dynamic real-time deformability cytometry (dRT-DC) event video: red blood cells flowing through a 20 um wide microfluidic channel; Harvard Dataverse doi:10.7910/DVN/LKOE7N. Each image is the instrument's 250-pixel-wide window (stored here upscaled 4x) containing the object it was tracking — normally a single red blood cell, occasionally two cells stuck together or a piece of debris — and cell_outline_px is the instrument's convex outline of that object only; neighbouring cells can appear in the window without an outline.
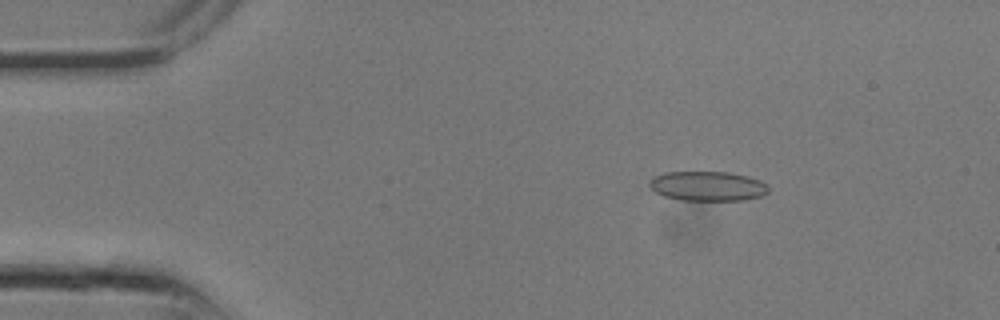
{"species": "common noctule bat (a hibernating species)", "species_latin": "Nyctalus noctula", "temperature_condition": "room temperature", "stored_images_in_passage": 17, "camera_frame_rate_fps": 3000, "um_per_image_px": 0.085, "animal": {"sex": "male", "body_mass_g": 13.3}, "frame": {"image": 1, "passage_image": 4, "time_ms": 1.0, "image_size_px": [1000, 320], "cell_outline_px": [[768, 192], [760, 196], [744, 200], [680, 200], [664, 196], [656, 192], [648, 184], [656, 176], [664, 172], [728, 172], [748, 176], [760, 180], [768, 188]], "centroid_in_image_um": [60.15, 15.82], "position_along_channel_um": 24.8, "area_um2": 20.35}}
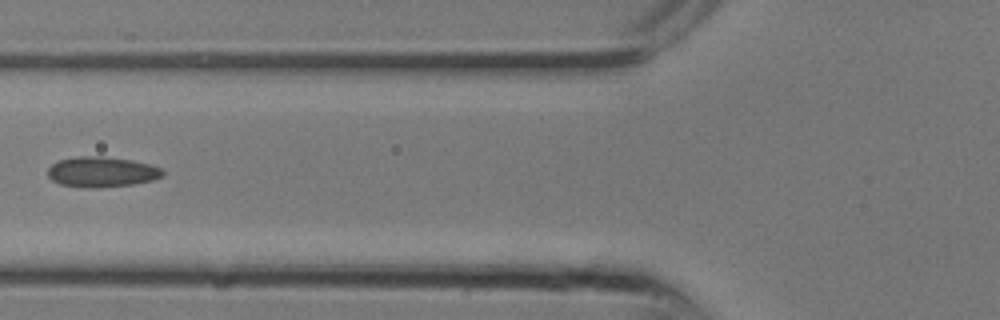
{"frame": {"image": 2, "passage_image": 10, "time_ms": 3.0, "image_size_px": [1000, 320], "cell_outline_px": [[164, 176], [152, 180], [132, 184], [100, 188], [80, 188], [60, 184], [52, 180], [48, 176], [48, 168], [52, 164], [60, 160], [76, 156], [100, 156], [132, 160], [148, 164], [160, 168], [164, 172]], "centroid_in_image_um": [8.62, 14.62], "position_along_channel_um": 117.2, "area_um2": 20.4}}
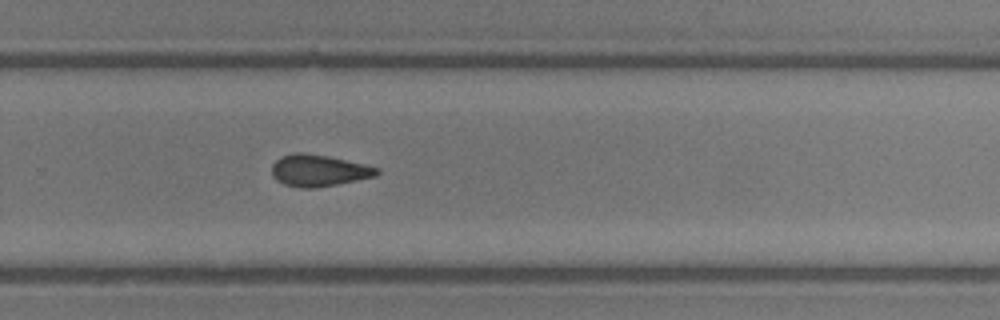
{"frame": {"image": 3, "passage_image": 17, "time_ms": 5.333, "image_size_px": [1000, 320], "cell_outline_px": [[380, 172], [376, 176], [316, 188], [300, 188], [284, 184], [276, 180], [272, 176], [272, 164], [280, 156], [296, 152], [304, 152], [328, 156], [364, 164], [380, 168]], "centroid_in_image_um": [27.07, 14.49], "position_along_channel_um": 302.7, "area_um2": 19.48}}